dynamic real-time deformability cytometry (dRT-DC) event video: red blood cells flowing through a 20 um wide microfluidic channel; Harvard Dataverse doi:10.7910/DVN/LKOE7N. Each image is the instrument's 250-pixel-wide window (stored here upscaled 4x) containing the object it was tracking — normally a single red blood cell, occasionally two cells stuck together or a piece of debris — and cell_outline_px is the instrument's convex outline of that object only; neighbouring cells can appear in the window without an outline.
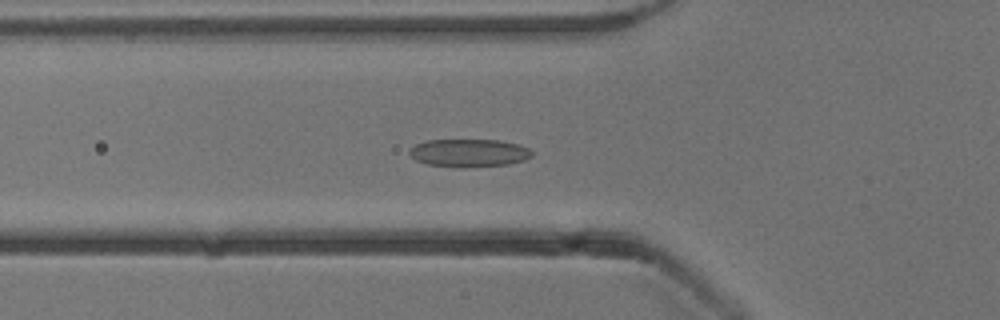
{"species": "common noctule bat (a hibernating species)", "species_latin": "Nyctalus noctula", "temperature_condition": "cold", "stored_images_in_passage": 41, "camera_frame_rate_fps": 3000, "um_per_image_px": 0.085, "animal": {"sex": "male", "body_mass_g": 13.3}, "frame": {"image": 1, "passage_image": 9, "time_ms": 2.667, "image_size_px": [1000, 320], "cell_outline_px": [[532, 156], [524, 160], [508, 164], [464, 168], [428, 164], [416, 160], [408, 152], [416, 144], [428, 140], [496, 140], [520, 144], [528, 148], [532, 152]], "centroid_in_image_um": [39.89, 13.0], "position_along_channel_um": 85.9, "area_um2": 19.83}}
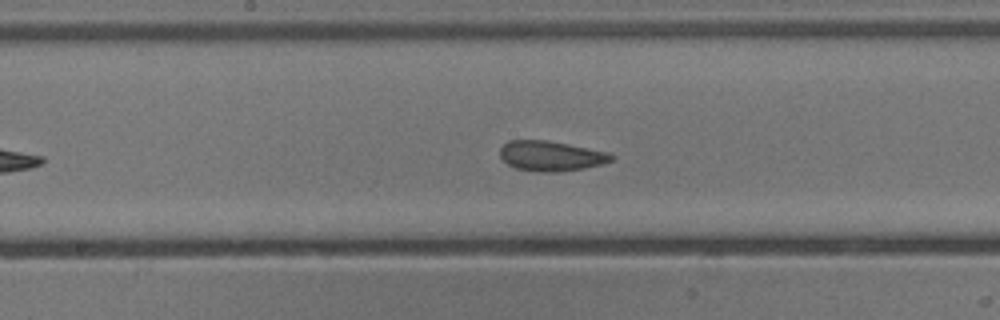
{"frame": {"image": 2, "passage_image": 18, "time_ms": 5.667, "image_size_px": [1000, 320], "cell_outline_px": [[616, 156], [612, 160], [600, 164], [584, 168], [556, 172], [540, 172], [516, 168], [508, 164], [500, 156], [500, 148], [508, 140], [548, 140], [608, 152]], "centroid_in_image_um": [46.82, 13.25], "position_along_channel_um": 201.4, "area_um2": 19.42}}
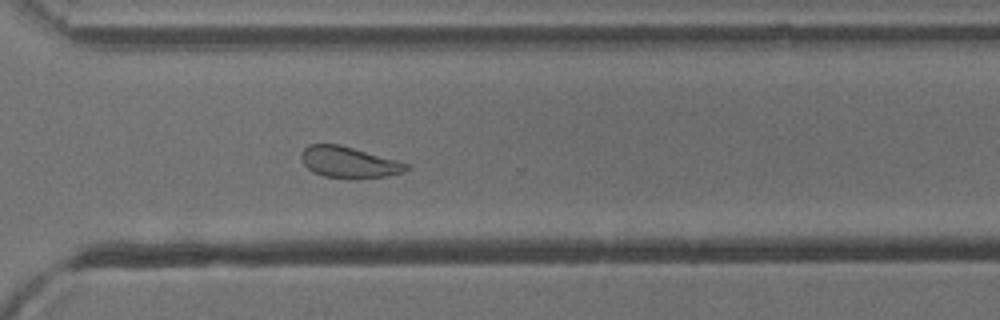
{"frame": {"image": 3, "passage_image": 29, "time_ms": 9.333, "image_size_px": [1000, 320], "cell_outline_px": [[412, 168], [404, 172], [384, 176], [324, 176], [312, 172], [304, 164], [300, 156], [304, 148], [308, 144], [340, 144], [396, 160], [408, 164]], "centroid_in_image_um": [29.63, 13.75], "position_along_channel_um": 341.0, "area_um2": 18.44}, "authors_computed_cell_mechanics": {"area_um2": 19.8254, "velocity_mm_per_s": 3.8144, "shape_relaxation_time_tau1_ms": 9.0064, "shape_relaxation_time_tau2_ms": 2.31, "deformation_change_tau1": 0.1254, "deformation_change_tau2": 0.0967}}